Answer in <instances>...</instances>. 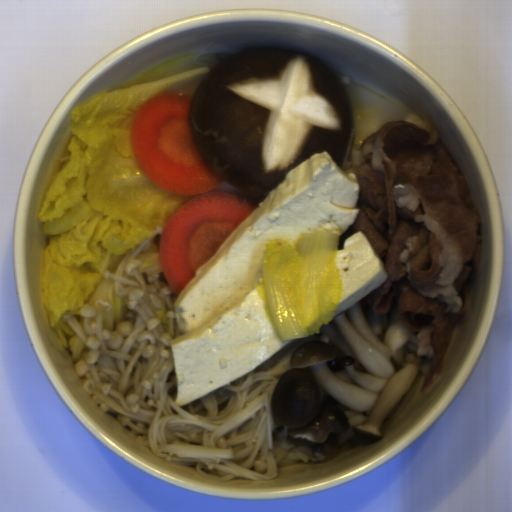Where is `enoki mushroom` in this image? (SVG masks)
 Listing matches in <instances>:
<instances>
[{
    "instance_id": "obj_1",
    "label": "enoki mushroom",
    "mask_w": 512,
    "mask_h": 512,
    "mask_svg": "<svg viewBox=\"0 0 512 512\" xmlns=\"http://www.w3.org/2000/svg\"><path fill=\"white\" fill-rule=\"evenodd\" d=\"M158 227L127 254L114 272V294L127 299L125 319L108 329V303L61 315L83 348L72 364L88 397L120 421L156 457L194 467L195 475L219 481L271 480L281 466L316 462L309 448L277 440L271 411L274 388L291 367L295 351L313 335L293 338L251 372L183 405L175 404L176 369L171 342L181 336L174 306L179 296L163 273L145 276L140 254L150 250Z\"/></svg>"
}]
</instances>
